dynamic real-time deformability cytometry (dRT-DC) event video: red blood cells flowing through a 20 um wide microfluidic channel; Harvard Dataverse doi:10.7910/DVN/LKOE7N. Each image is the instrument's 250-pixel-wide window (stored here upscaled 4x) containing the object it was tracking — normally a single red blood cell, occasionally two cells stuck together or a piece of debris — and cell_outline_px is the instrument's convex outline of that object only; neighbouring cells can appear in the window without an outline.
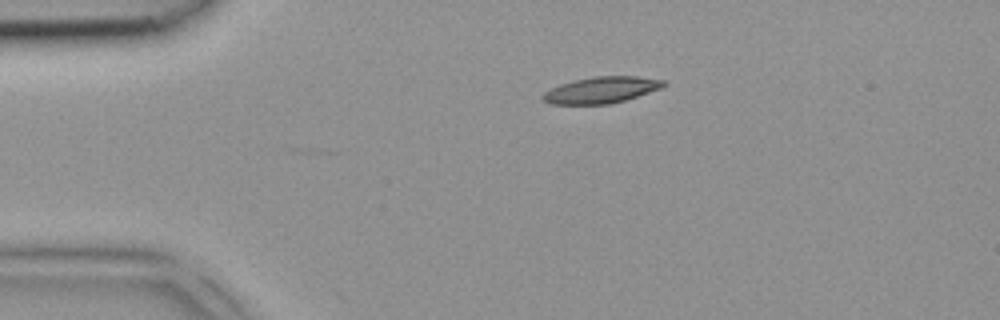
{"species": "common noctule bat (a hibernating species)", "species_latin": "Nyctalus noctula", "temperature_condition": "room temperature", "stored_images_in_passage": 2, "camera_frame_rate_fps": 3000, "um_per_image_px": 0.085, "animal": {"sex": "female", "body_mass_g": 18.4}, "frame": {"image": 1, "passage_image": 1, "time_ms": 0.0, "image_size_px": [1000, 320], "cell_outline_px": [[668, 84], [660, 88], [612, 104], [548, 104], [540, 100], [540, 96], [544, 92], [560, 84], [572, 80], [596, 76], [636, 76], [664, 80]], "centroid_in_image_um": [51.05, 7.65], "position_along_channel_um": 34.0, "area_um2": 18.61}}